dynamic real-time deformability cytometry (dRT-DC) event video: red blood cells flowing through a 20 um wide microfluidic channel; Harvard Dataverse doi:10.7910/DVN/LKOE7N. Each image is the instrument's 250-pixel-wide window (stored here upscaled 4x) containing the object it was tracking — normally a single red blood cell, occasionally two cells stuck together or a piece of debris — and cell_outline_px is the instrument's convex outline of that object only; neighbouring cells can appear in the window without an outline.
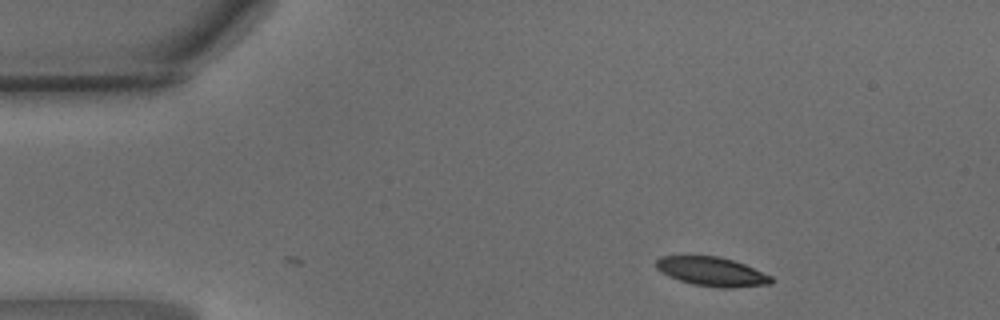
{"species": "common noctule bat (a hibernating species)", "species_latin": "Nyctalus noctula", "temperature_condition": "warm", "stored_images_in_passage": 3, "camera_frame_rate_fps": 3000, "um_per_image_px": 0.085, "animal": {"sex": "male", "body_mass_g": 15.6}, "frame": {"image": 1, "passage_image": 3, "time_ms": 0.667, "image_size_px": [1000, 320], "cell_outline_px": [[772, 284], [732, 288], [720, 288], [692, 284], [668, 276], [656, 268], [656, 260], [660, 256], [720, 256], [744, 264], [772, 276]], "centroid_in_image_um": [60.51, 23.09], "position_along_channel_um": 24.5, "area_um2": 19.48}}